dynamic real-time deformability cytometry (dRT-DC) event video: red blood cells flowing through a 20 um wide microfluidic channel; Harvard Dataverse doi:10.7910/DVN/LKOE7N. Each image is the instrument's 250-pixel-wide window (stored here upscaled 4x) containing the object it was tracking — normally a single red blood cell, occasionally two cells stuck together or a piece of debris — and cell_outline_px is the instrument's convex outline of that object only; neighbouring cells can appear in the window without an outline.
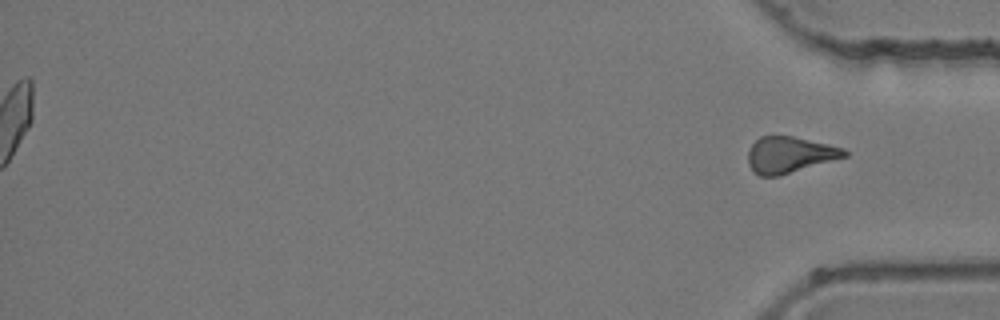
{"species": "common noctule bat (a hibernating species)", "species_latin": "Nyctalus noctula", "temperature_condition": "room temperature", "stored_images_in_passage": 34, "segment_of_instrument_passage": [2, 2], "camera_frame_rate_fps": 3000, "um_per_image_px": 0.085, "animal": {"sex": "female", "body_mass_g": 24.6, "forearm_length_mm": 56.2}, "frame": {"image": 1, "passage_image": 34, "time_ms": 11.0, "image_size_px": [1000, 320], "cell_outline_px": [[848, 156], [780, 176], [760, 176], [752, 172], [748, 164], [748, 152], [752, 144], [760, 136], [792, 136], [828, 144], [844, 148], [848, 152]], "centroid_in_image_um": [67.11, 13.17], "position_along_channel_um": 368.1, "area_um2": 20.46}}